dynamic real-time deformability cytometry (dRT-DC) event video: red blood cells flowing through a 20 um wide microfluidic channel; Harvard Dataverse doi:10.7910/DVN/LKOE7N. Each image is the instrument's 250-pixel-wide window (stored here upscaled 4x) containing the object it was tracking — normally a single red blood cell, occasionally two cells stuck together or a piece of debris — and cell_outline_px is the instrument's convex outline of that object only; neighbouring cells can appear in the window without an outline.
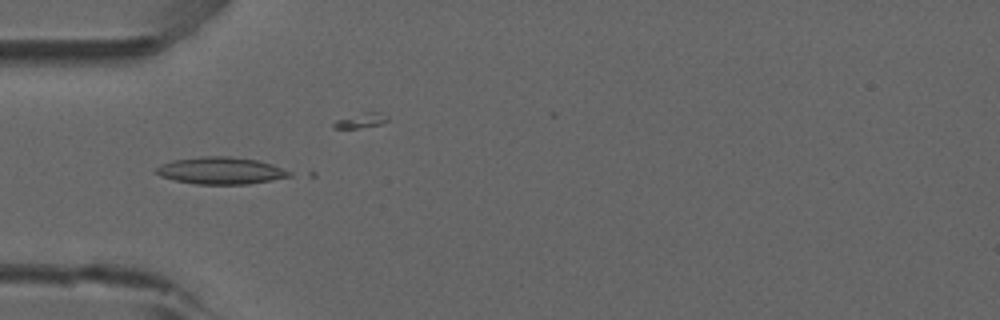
{"species": "common noctule bat (a hibernating species)", "species_latin": "Nyctalus noctula", "temperature_condition": "room temperature", "stored_images_in_passage": 31, "camera_frame_rate_fps": 3000, "um_per_image_px": 0.085, "animal": {"sex": "male", "forearm_length_mm": 52.5}, "frame": {"image": 1, "passage_image": 17, "time_ms": 5.333, "image_size_px": [1000, 320], "cell_outline_px": [[292, 176], [248, 184], [196, 184], [176, 180], [160, 176], [152, 172], [152, 168], [160, 164], [172, 160], [204, 156], [228, 156], [256, 160], [272, 164], [292, 172]], "centroid_in_image_um": [18.7, 14.5], "position_along_channel_um": 66.3, "area_um2": 21.1}}